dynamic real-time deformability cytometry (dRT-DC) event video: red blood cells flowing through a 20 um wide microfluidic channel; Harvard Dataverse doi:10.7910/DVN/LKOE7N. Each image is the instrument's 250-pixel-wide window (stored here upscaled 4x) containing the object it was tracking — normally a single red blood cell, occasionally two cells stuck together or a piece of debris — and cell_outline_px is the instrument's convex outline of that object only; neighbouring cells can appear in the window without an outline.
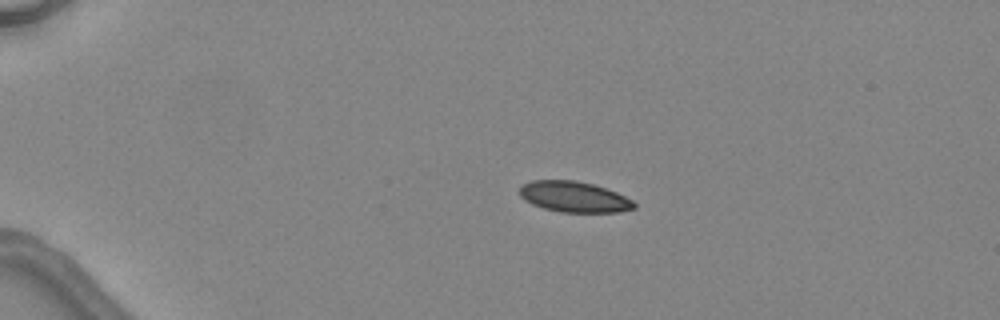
{"species": "common noctule bat (a hibernating species)", "species_latin": "Nyctalus noctula", "temperature_condition": "warm", "stored_images_in_passage": 4, "camera_frame_rate_fps": 3000, "um_per_image_px": 0.085, "animal": {"sex": "female", "body_mass_g": 24.6, "forearm_length_mm": 56.2}, "frame": {"image": 1, "passage_image": 2, "time_ms": 1.0, "image_size_px": [1000, 320], "cell_outline_px": [[636, 208], [620, 212], [560, 212], [544, 208], [532, 204], [524, 200], [520, 196], [520, 188], [524, 184], [532, 180], [576, 180], [592, 184], [616, 192], [632, 200], [636, 204]], "centroid_in_image_um": [48.8, 16.73], "position_along_channel_um": 36.2, "area_um2": 20.46}}
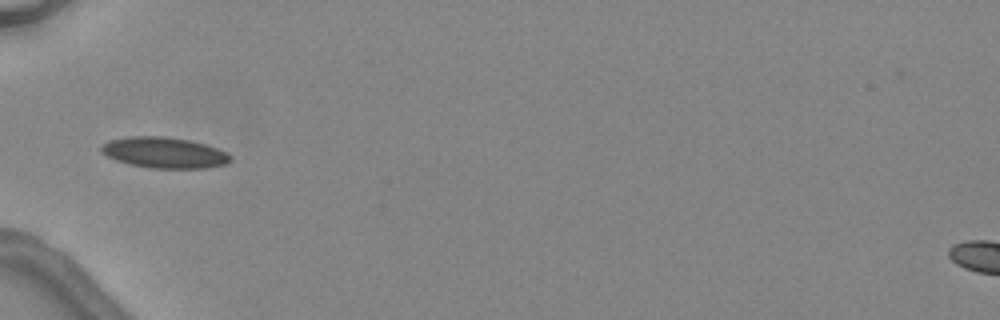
{"frame": {"image": 2, "passage_image": 4, "time_ms": 3.333, "image_size_px": [1000, 320], "cell_outline_px": [[232, 160], [224, 164], [208, 168], [148, 168], [128, 164], [116, 160], [100, 152], [100, 144], [108, 140], [128, 136], [164, 136], [188, 140], [204, 144], [216, 148], [232, 156]], "centroid_in_image_um": [13.9, 12.97], "position_along_channel_um": 71.1, "area_um2": 23.35}}